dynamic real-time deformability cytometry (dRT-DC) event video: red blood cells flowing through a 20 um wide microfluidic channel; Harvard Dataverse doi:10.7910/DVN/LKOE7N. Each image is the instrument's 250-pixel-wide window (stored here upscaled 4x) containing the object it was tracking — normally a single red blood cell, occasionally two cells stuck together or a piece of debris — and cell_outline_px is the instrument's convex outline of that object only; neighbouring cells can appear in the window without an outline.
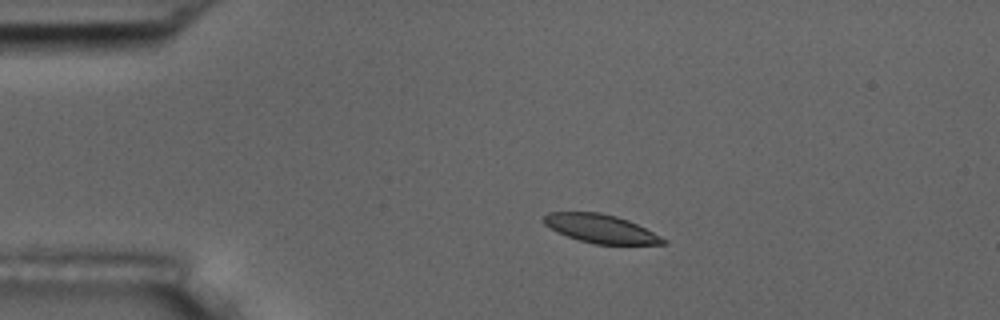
{"species": "common noctule bat (a hibernating species)", "species_latin": "Nyctalus noctula", "temperature_condition": "room temperature", "stored_images_in_passage": 5, "camera_frame_rate_fps": 3000, "um_per_image_px": 0.085, "animal": {"sex": "male", "body_mass_g": 17.5, "forearm_length_mm": 52.3}, "frame": {"image": 1, "passage_image": 3, "time_ms": 3.0, "image_size_px": [1000, 320], "cell_outline_px": [[668, 244], [596, 244], [580, 240], [556, 232], [544, 224], [540, 220], [548, 212], [600, 212], [616, 216], [628, 220], [668, 240]], "centroid_in_image_um": [51.03, 19.43], "position_along_channel_um": 34.0, "area_um2": 19.77}}
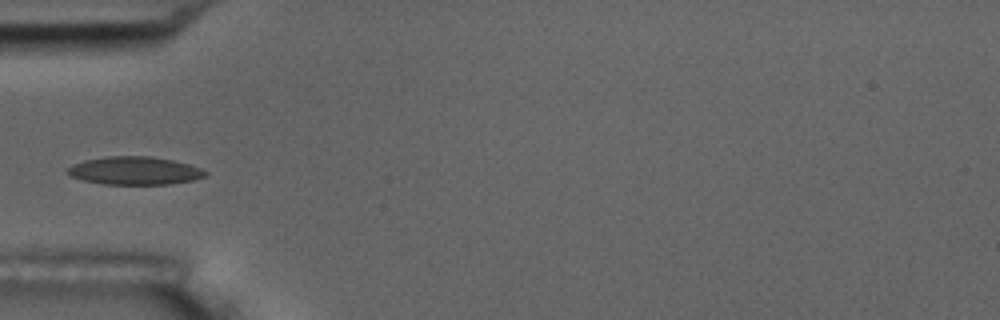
{"frame": {"image": 2, "passage_image": 5, "time_ms": 5.333, "image_size_px": [1000, 320], "cell_outline_px": [[208, 176], [192, 180], [168, 184], [104, 184], [80, 180], [68, 176], [64, 172], [72, 164], [84, 160], [108, 156], [152, 156], [172, 160], [188, 164], [200, 168], [208, 172]], "centroid_in_image_um": [11.39, 14.51], "position_along_channel_um": 73.6, "area_um2": 22.72}}